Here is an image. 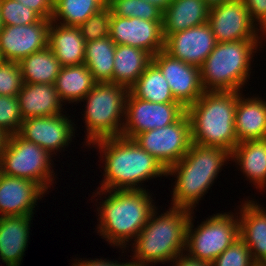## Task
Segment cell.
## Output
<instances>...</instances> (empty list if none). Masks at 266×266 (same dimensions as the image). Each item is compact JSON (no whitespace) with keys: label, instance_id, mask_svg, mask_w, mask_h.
<instances>
[{"label":"cell","instance_id":"cell-1","mask_svg":"<svg viewBox=\"0 0 266 266\" xmlns=\"http://www.w3.org/2000/svg\"><path fill=\"white\" fill-rule=\"evenodd\" d=\"M105 156L104 190H141L137 183L152 177L167 176V170L134 139L107 137L92 142ZM137 185V186H136Z\"/></svg>","mask_w":266,"mask_h":266},{"label":"cell","instance_id":"cell-2","mask_svg":"<svg viewBox=\"0 0 266 266\" xmlns=\"http://www.w3.org/2000/svg\"><path fill=\"white\" fill-rule=\"evenodd\" d=\"M236 106L237 91H205L186 108L192 143L222 148L231 153L238 144Z\"/></svg>","mask_w":266,"mask_h":266},{"label":"cell","instance_id":"cell-3","mask_svg":"<svg viewBox=\"0 0 266 266\" xmlns=\"http://www.w3.org/2000/svg\"><path fill=\"white\" fill-rule=\"evenodd\" d=\"M229 158L227 150L192 143L184 157L167 169V175L177 176L171 207H195Z\"/></svg>","mask_w":266,"mask_h":266},{"label":"cell","instance_id":"cell-4","mask_svg":"<svg viewBox=\"0 0 266 266\" xmlns=\"http://www.w3.org/2000/svg\"><path fill=\"white\" fill-rule=\"evenodd\" d=\"M101 192H108L109 196L99 208L98 233L114 246L125 248L126 242L138 236L156 207L145 189L100 190L97 194Z\"/></svg>","mask_w":266,"mask_h":266},{"label":"cell","instance_id":"cell-5","mask_svg":"<svg viewBox=\"0 0 266 266\" xmlns=\"http://www.w3.org/2000/svg\"><path fill=\"white\" fill-rule=\"evenodd\" d=\"M169 210L159 217H156L154 210L147 224L134 238L135 266L170 262L186 250V229L193 210L178 207Z\"/></svg>","mask_w":266,"mask_h":266},{"label":"cell","instance_id":"cell-6","mask_svg":"<svg viewBox=\"0 0 266 266\" xmlns=\"http://www.w3.org/2000/svg\"><path fill=\"white\" fill-rule=\"evenodd\" d=\"M258 41L217 42L213 51L199 67L204 91L240 92L250 76V61Z\"/></svg>","mask_w":266,"mask_h":266},{"label":"cell","instance_id":"cell-7","mask_svg":"<svg viewBox=\"0 0 266 266\" xmlns=\"http://www.w3.org/2000/svg\"><path fill=\"white\" fill-rule=\"evenodd\" d=\"M128 93L122 85L101 82L86 94L83 99L87 101L84 118L88 145L102 138L122 135L124 121L122 123L120 118L125 116Z\"/></svg>","mask_w":266,"mask_h":266},{"label":"cell","instance_id":"cell-8","mask_svg":"<svg viewBox=\"0 0 266 266\" xmlns=\"http://www.w3.org/2000/svg\"><path fill=\"white\" fill-rule=\"evenodd\" d=\"M234 215L217 214L192 231V215L186 229V251L189 257L213 262L240 238L239 220Z\"/></svg>","mask_w":266,"mask_h":266},{"label":"cell","instance_id":"cell-9","mask_svg":"<svg viewBox=\"0 0 266 266\" xmlns=\"http://www.w3.org/2000/svg\"><path fill=\"white\" fill-rule=\"evenodd\" d=\"M51 155L39 145L23 139L16 133L10 135L0 160V172L31 180L47 191L54 180L50 170Z\"/></svg>","mask_w":266,"mask_h":266},{"label":"cell","instance_id":"cell-10","mask_svg":"<svg viewBox=\"0 0 266 266\" xmlns=\"http://www.w3.org/2000/svg\"><path fill=\"white\" fill-rule=\"evenodd\" d=\"M133 139L167 170L184 157L192 144L188 114L165 127L141 132Z\"/></svg>","mask_w":266,"mask_h":266},{"label":"cell","instance_id":"cell-11","mask_svg":"<svg viewBox=\"0 0 266 266\" xmlns=\"http://www.w3.org/2000/svg\"><path fill=\"white\" fill-rule=\"evenodd\" d=\"M186 113L181 103H154L136 98L130 91L126 98L122 135L133 139L137 134L165 127L178 121Z\"/></svg>","mask_w":266,"mask_h":266},{"label":"cell","instance_id":"cell-12","mask_svg":"<svg viewBox=\"0 0 266 266\" xmlns=\"http://www.w3.org/2000/svg\"><path fill=\"white\" fill-rule=\"evenodd\" d=\"M208 23L218 43L259 40L243 0H230L211 7Z\"/></svg>","mask_w":266,"mask_h":266},{"label":"cell","instance_id":"cell-13","mask_svg":"<svg viewBox=\"0 0 266 266\" xmlns=\"http://www.w3.org/2000/svg\"><path fill=\"white\" fill-rule=\"evenodd\" d=\"M152 62L161 70L168 82L172 95L185 108L195 103L205 92L201 84L200 68L159 51Z\"/></svg>","mask_w":266,"mask_h":266},{"label":"cell","instance_id":"cell-14","mask_svg":"<svg viewBox=\"0 0 266 266\" xmlns=\"http://www.w3.org/2000/svg\"><path fill=\"white\" fill-rule=\"evenodd\" d=\"M109 37L116 45H129L151 56L164 50L162 21L121 17L111 14Z\"/></svg>","mask_w":266,"mask_h":266},{"label":"cell","instance_id":"cell-15","mask_svg":"<svg viewBox=\"0 0 266 266\" xmlns=\"http://www.w3.org/2000/svg\"><path fill=\"white\" fill-rule=\"evenodd\" d=\"M51 19L29 25L4 26L0 32V52L5 61L19 62L48 47Z\"/></svg>","mask_w":266,"mask_h":266},{"label":"cell","instance_id":"cell-16","mask_svg":"<svg viewBox=\"0 0 266 266\" xmlns=\"http://www.w3.org/2000/svg\"><path fill=\"white\" fill-rule=\"evenodd\" d=\"M216 43L211 26L206 22L167 36L164 51L176 59L200 67Z\"/></svg>","mask_w":266,"mask_h":266},{"label":"cell","instance_id":"cell-17","mask_svg":"<svg viewBox=\"0 0 266 266\" xmlns=\"http://www.w3.org/2000/svg\"><path fill=\"white\" fill-rule=\"evenodd\" d=\"M74 127L65 115L31 117L23 120L18 135L48 151L64 148L72 139Z\"/></svg>","mask_w":266,"mask_h":266},{"label":"cell","instance_id":"cell-18","mask_svg":"<svg viewBox=\"0 0 266 266\" xmlns=\"http://www.w3.org/2000/svg\"><path fill=\"white\" fill-rule=\"evenodd\" d=\"M45 190L37 183L0 172V217L32 216Z\"/></svg>","mask_w":266,"mask_h":266},{"label":"cell","instance_id":"cell-19","mask_svg":"<svg viewBox=\"0 0 266 266\" xmlns=\"http://www.w3.org/2000/svg\"><path fill=\"white\" fill-rule=\"evenodd\" d=\"M241 209L240 238L249 247L253 261L266 266V210L250 200Z\"/></svg>","mask_w":266,"mask_h":266},{"label":"cell","instance_id":"cell-20","mask_svg":"<svg viewBox=\"0 0 266 266\" xmlns=\"http://www.w3.org/2000/svg\"><path fill=\"white\" fill-rule=\"evenodd\" d=\"M32 216L0 217V259L7 266H19L27 247Z\"/></svg>","mask_w":266,"mask_h":266},{"label":"cell","instance_id":"cell-21","mask_svg":"<svg viewBox=\"0 0 266 266\" xmlns=\"http://www.w3.org/2000/svg\"><path fill=\"white\" fill-rule=\"evenodd\" d=\"M17 98L23 120L62 114V101L54 84L23 83Z\"/></svg>","mask_w":266,"mask_h":266},{"label":"cell","instance_id":"cell-22","mask_svg":"<svg viewBox=\"0 0 266 266\" xmlns=\"http://www.w3.org/2000/svg\"><path fill=\"white\" fill-rule=\"evenodd\" d=\"M210 7L204 0H172L163 11L162 29L164 39L208 22Z\"/></svg>","mask_w":266,"mask_h":266},{"label":"cell","instance_id":"cell-23","mask_svg":"<svg viewBox=\"0 0 266 266\" xmlns=\"http://www.w3.org/2000/svg\"><path fill=\"white\" fill-rule=\"evenodd\" d=\"M237 92L235 133L238 143L266 138V102L260 98L241 97Z\"/></svg>","mask_w":266,"mask_h":266},{"label":"cell","instance_id":"cell-24","mask_svg":"<svg viewBox=\"0 0 266 266\" xmlns=\"http://www.w3.org/2000/svg\"><path fill=\"white\" fill-rule=\"evenodd\" d=\"M85 46L78 26L55 25L51 21L48 47L62 67L83 64Z\"/></svg>","mask_w":266,"mask_h":266},{"label":"cell","instance_id":"cell-25","mask_svg":"<svg viewBox=\"0 0 266 266\" xmlns=\"http://www.w3.org/2000/svg\"><path fill=\"white\" fill-rule=\"evenodd\" d=\"M151 62L152 56L143 49L116 45L113 80L110 83L122 85L129 90Z\"/></svg>","mask_w":266,"mask_h":266},{"label":"cell","instance_id":"cell-26","mask_svg":"<svg viewBox=\"0 0 266 266\" xmlns=\"http://www.w3.org/2000/svg\"><path fill=\"white\" fill-rule=\"evenodd\" d=\"M249 180L259 188L266 185V138L240 142L230 153Z\"/></svg>","mask_w":266,"mask_h":266},{"label":"cell","instance_id":"cell-27","mask_svg":"<svg viewBox=\"0 0 266 266\" xmlns=\"http://www.w3.org/2000/svg\"><path fill=\"white\" fill-rule=\"evenodd\" d=\"M23 83L55 84L62 68L49 47L34 52L18 62Z\"/></svg>","mask_w":266,"mask_h":266},{"label":"cell","instance_id":"cell-28","mask_svg":"<svg viewBox=\"0 0 266 266\" xmlns=\"http://www.w3.org/2000/svg\"><path fill=\"white\" fill-rule=\"evenodd\" d=\"M96 83L90 70L83 63L62 67L54 85L62 102H77L82 101Z\"/></svg>","mask_w":266,"mask_h":266},{"label":"cell","instance_id":"cell-29","mask_svg":"<svg viewBox=\"0 0 266 266\" xmlns=\"http://www.w3.org/2000/svg\"><path fill=\"white\" fill-rule=\"evenodd\" d=\"M115 49L116 44L109 36L86 42L84 64L97 83L113 80Z\"/></svg>","mask_w":266,"mask_h":266},{"label":"cell","instance_id":"cell-30","mask_svg":"<svg viewBox=\"0 0 266 266\" xmlns=\"http://www.w3.org/2000/svg\"><path fill=\"white\" fill-rule=\"evenodd\" d=\"M129 91L139 99L154 103H179L161 70L151 62Z\"/></svg>","mask_w":266,"mask_h":266},{"label":"cell","instance_id":"cell-31","mask_svg":"<svg viewBox=\"0 0 266 266\" xmlns=\"http://www.w3.org/2000/svg\"><path fill=\"white\" fill-rule=\"evenodd\" d=\"M107 6V0H54V12L51 21L56 20L66 26H79L92 14ZM59 18V19H58Z\"/></svg>","mask_w":266,"mask_h":266},{"label":"cell","instance_id":"cell-32","mask_svg":"<svg viewBox=\"0 0 266 266\" xmlns=\"http://www.w3.org/2000/svg\"><path fill=\"white\" fill-rule=\"evenodd\" d=\"M111 14L150 21H162L163 12L145 0H107Z\"/></svg>","mask_w":266,"mask_h":266},{"label":"cell","instance_id":"cell-33","mask_svg":"<svg viewBox=\"0 0 266 266\" xmlns=\"http://www.w3.org/2000/svg\"><path fill=\"white\" fill-rule=\"evenodd\" d=\"M0 14L4 26L29 25L41 19L35 11L14 0H0Z\"/></svg>","mask_w":266,"mask_h":266},{"label":"cell","instance_id":"cell-34","mask_svg":"<svg viewBox=\"0 0 266 266\" xmlns=\"http://www.w3.org/2000/svg\"><path fill=\"white\" fill-rule=\"evenodd\" d=\"M110 22L111 11L108 6H105L100 11L88 17L86 21L78 27L83 39L89 42L108 37L110 34Z\"/></svg>","mask_w":266,"mask_h":266},{"label":"cell","instance_id":"cell-35","mask_svg":"<svg viewBox=\"0 0 266 266\" xmlns=\"http://www.w3.org/2000/svg\"><path fill=\"white\" fill-rule=\"evenodd\" d=\"M23 118L17 96H0V129L10 135L18 133Z\"/></svg>","mask_w":266,"mask_h":266},{"label":"cell","instance_id":"cell-36","mask_svg":"<svg viewBox=\"0 0 266 266\" xmlns=\"http://www.w3.org/2000/svg\"><path fill=\"white\" fill-rule=\"evenodd\" d=\"M212 266H258L252 259L249 247L239 238L213 262Z\"/></svg>","mask_w":266,"mask_h":266},{"label":"cell","instance_id":"cell-37","mask_svg":"<svg viewBox=\"0 0 266 266\" xmlns=\"http://www.w3.org/2000/svg\"><path fill=\"white\" fill-rule=\"evenodd\" d=\"M23 86L18 62L3 61L0 64V96H17Z\"/></svg>","mask_w":266,"mask_h":266},{"label":"cell","instance_id":"cell-38","mask_svg":"<svg viewBox=\"0 0 266 266\" xmlns=\"http://www.w3.org/2000/svg\"><path fill=\"white\" fill-rule=\"evenodd\" d=\"M249 16L253 22H259L262 31L266 34V0H243Z\"/></svg>","mask_w":266,"mask_h":266},{"label":"cell","instance_id":"cell-39","mask_svg":"<svg viewBox=\"0 0 266 266\" xmlns=\"http://www.w3.org/2000/svg\"><path fill=\"white\" fill-rule=\"evenodd\" d=\"M35 11L42 19H52L54 0H14Z\"/></svg>","mask_w":266,"mask_h":266},{"label":"cell","instance_id":"cell-40","mask_svg":"<svg viewBox=\"0 0 266 266\" xmlns=\"http://www.w3.org/2000/svg\"><path fill=\"white\" fill-rule=\"evenodd\" d=\"M180 254L173 260L175 261V266H212L211 262L193 259L187 255Z\"/></svg>","mask_w":266,"mask_h":266},{"label":"cell","instance_id":"cell-41","mask_svg":"<svg viewBox=\"0 0 266 266\" xmlns=\"http://www.w3.org/2000/svg\"><path fill=\"white\" fill-rule=\"evenodd\" d=\"M73 266H135V264L133 262H127V263H114L113 261H105L102 259H96V260H87V261H81L80 260L78 262L73 263Z\"/></svg>","mask_w":266,"mask_h":266},{"label":"cell","instance_id":"cell-42","mask_svg":"<svg viewBox=\"0 0 266 266\" xmlns=\"http://www.w3.org/2000/svg\"><path fill=\"white\" fill-rule=\"evenodd\" d=\"M9 138H10V134H8L3 129H0V160H1V157H2L5 149L7 148Z\"/></svg>","mask_w":266,"mask_h":266},{"label":"cell","instance_id":"cell-43","mask_svg":"<svg viewBox=\"0 0 266 266\" xmlns=\"http://www.w3.org/2000/svg\"><path fill=\"white\" fill-rule=\"evenodd\" d=\"M154 4L157 8H159L162 12L168 8V5L172 2V0H145Z\"/></svg>","mask_w":266,"mask_h":266},{"label":"cell","instance_id":"cell-44","mask_svg":"<svg viewBox=\"0 0 266 266\" xmlns=\"http://www.w3.org/2000/svg\"><path fill=\"white\" fill-rule=\"evenodd\" d=\"M230 0H204V2L211 8L217 6L218 4H222L223 2H227Z\"/></svg>","mask_w":266,"mask_h":266},{"label":"cell","instance_id":"cell-45","mask_svg":"<svg viewBox=\"0 0 266 266\" xmlns=\"http://www.w3.org/2000/svg\"><path fill=\"white\" fill-rule=\"evenodd\" d=\"M3 28H4V24H3V21L1 19V14H0V32L2 31Z\"/></svg>","mask_w":266,"mask_h":266},{"label":"cell","instance_id":"cell-46","mask_svg":"<svg viewBox=\"0 0 266 266\" xmlns=\"http://www.w3.org/2000/svg\"><path fill=\"white\" fill-rule=\"evenodd\" d=\"M3 61H4V59H3V56H2V54H1V52H0V64H1Z\"/></svg>","mask_w":266,"mask_h":266}]
</instances>
